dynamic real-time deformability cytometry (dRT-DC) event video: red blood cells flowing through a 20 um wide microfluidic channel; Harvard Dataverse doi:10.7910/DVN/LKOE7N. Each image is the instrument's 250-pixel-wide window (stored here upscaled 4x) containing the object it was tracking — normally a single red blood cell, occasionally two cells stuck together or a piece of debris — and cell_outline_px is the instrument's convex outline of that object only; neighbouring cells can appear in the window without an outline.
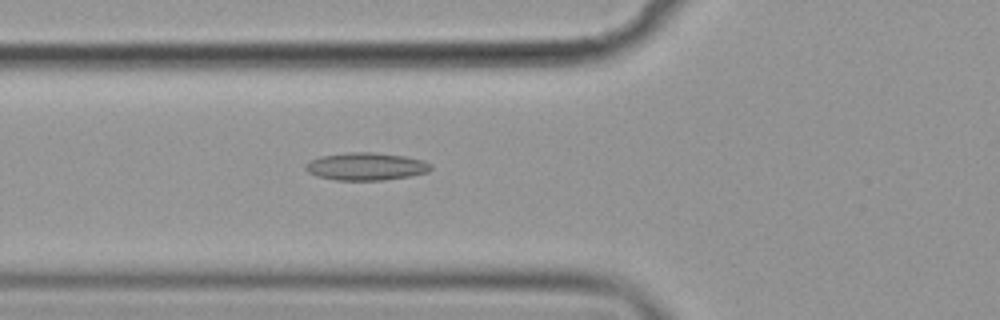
{"species": "common noctule bat (a hibernating species)", "species_latin": "Nyctalus noctula", "temperature_condition": "cold", "stored_images_in_passage": 39, "camera_frame_rate_fps": 3000, "um_per_image_px": 0.085, "animal": {"sex": "female", "body_mass_g": 19.9}, "frame": {"image": 1, "passage_image": 4, "time_ms": 1.0, "image_size_px": [1000, 320], "cell_outline_px": [[432, 168], [428, 172], [408, 176], [384, 180], [336, 180], [316, 176], [308, 172], [304, 168], [304, 164], [308, 160], [320, 156], [348, 152], [372, 152], [404, 156], [424, 160], [432, 164]], "centroid_in_image_um": [31.08, 14.14], "position_along_channel_um": 94.7, "area_um2": 20.35}}
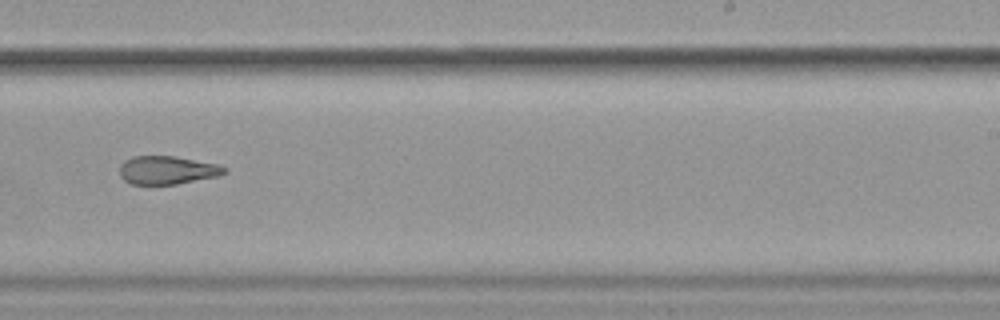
{"frame": {"image": 2, "passage_image": 19, "time_ms": 6.0, "image_size_px": [1000, 320], "cell_outline_px": [[228, 172], [216, 176], [176, 184], [132, 184], [124, 180], [120, 176], [120, 164], [124, 160], [132, 156], [176, 156], [216, 164], [228, 168]], "centroid_in_image_um": [14.19, 14.45], "position_along_channel_um": 274.8, "area_um2": 17.22}}
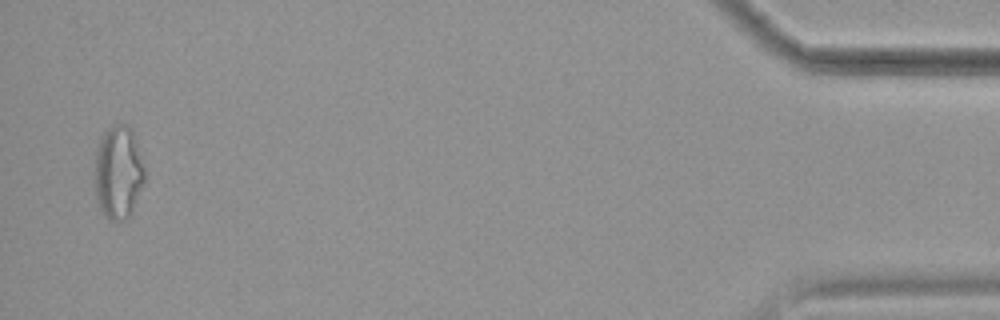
{"frame": {"image": 3, "passage_image": 38, "time_ms": 12.333, "image_size_px": [1000, 320], "cell_outline_px": [[144, 180], [132, 212], [124, 220], [112, 220], [104, 216], [100, 212], [96, 200], [92, 172], [96, 148], [100, 136], [112, 124], [128, 124], [132, 128], [144, 160]], "centroid_in_image_um": [10.01, 14.61], "position_along_channel_um": 425.2, "area_um2": 28.21}}